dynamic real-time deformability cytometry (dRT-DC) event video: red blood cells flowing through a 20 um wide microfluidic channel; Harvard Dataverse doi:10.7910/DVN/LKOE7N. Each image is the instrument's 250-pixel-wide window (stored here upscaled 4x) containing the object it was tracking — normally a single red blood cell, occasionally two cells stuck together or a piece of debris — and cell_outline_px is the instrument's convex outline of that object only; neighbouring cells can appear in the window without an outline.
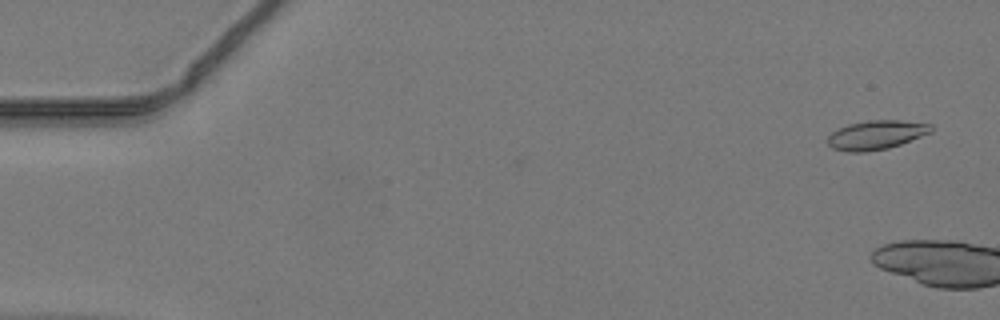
{"species": "common noctule bat (a hibernating species)", "species_latin": "Nyctalus noctula", "temperature_condition": "warm", "stored_images_in_passage": 4, "camera_frame_rate_fps": 3000, "um_per_image_px": 0.085, "animal": {"sex": "male", "body_mass_g": 19.2, "forearm_length_mm": 51.8}, "frame": {"image": 1, "passage_image": 2, "time_ms": 0.333, "image_size_px": [1000, 320], "cell_outline_px": [[932, 132], [900, 144], [888, 148], [864, 152], [848, 152], [832, 148], [828, 144], [828, 136], [832, 132], [848, 124], [868, 120], [900, 120], [932, 124]], "centroid_in_image_um": [74.48, 11.46], "position_along_channel_um": 10.5, "area_um2": 17.46}}